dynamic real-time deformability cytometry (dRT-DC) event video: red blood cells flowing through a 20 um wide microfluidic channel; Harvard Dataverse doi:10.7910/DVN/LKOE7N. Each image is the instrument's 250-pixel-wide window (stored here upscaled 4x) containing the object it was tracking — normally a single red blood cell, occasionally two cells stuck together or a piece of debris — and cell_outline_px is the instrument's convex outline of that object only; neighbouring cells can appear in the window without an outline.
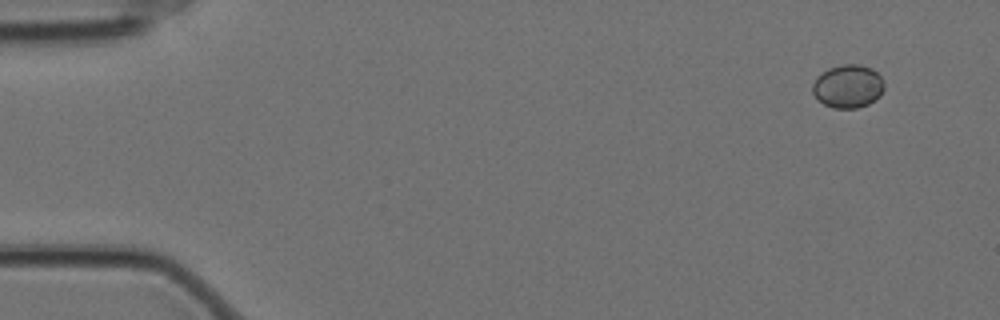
{"species": "Egyptian fruit bat (a non-hibernating species)", "species_latin": "Rousettus aegyptiacus", "temperature_condition": "cold", "stored_images_in_passage": 55, "camera_frame_rate_fps": 3000, "um_per_image_px": 0.085, "animal": {"sex": "female"}, "frame": {"image": 1, "passage_image": 1, "time_ms": 0.0, "image_size_px": [1000, 320], "cell_outline_px": [[884, 88], [880, 96], [876, 100], [868, 104], [856, 108], [832, 108], [816, 100], [812, 92], [812, 84], [816, 76], [828, 68], [844, 64], [860, 64], [872, 68], [884, 80]], "centroid_in_image_um": [72.06, 7.33], "position_along_channel_um": 12.9, "area_um2": 18.38}}
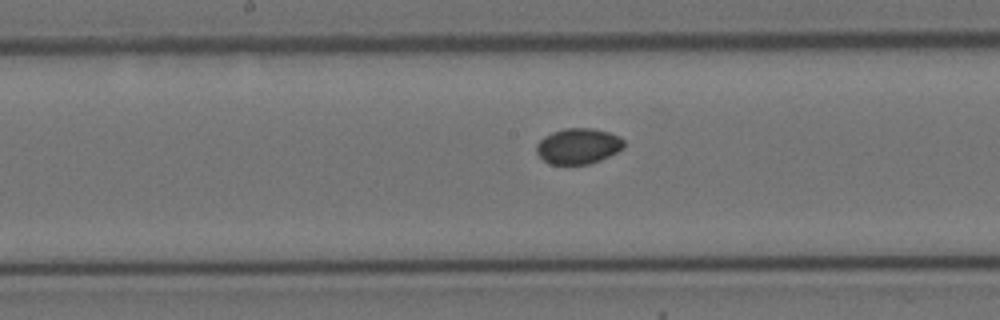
{"frame": {"image": 2, "passage_image": 27, "time_ms": 8.667, "image_size_px": [1000, 320], "cell_outline_px": [[624, 148], [600, 160], [588, 164], [548, 164], [536, 152], [536, 144], [544, 136], [552, 132], [564, 128], [592, 128], [608, 132], [620, 136], [624, 140]], "centroid_in_image_um": [49.14, 12.41], "position_along_channel_um": 199.1, "area_um2": 18.21}}
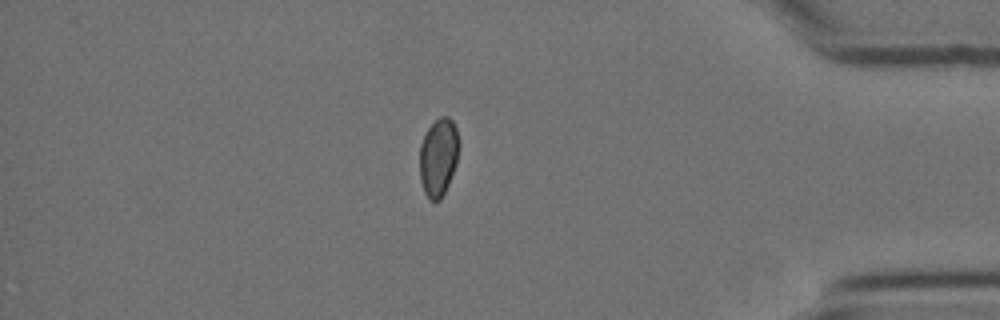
{"frame": {"image": 3, "passage_image": 47, "time_ms": 15.333, "image_size_px": [1000, 320], "cell_outline_px": [[460, 144], [456, 164], [448, 184], [440, 200], [428, 200], [424, 192], [420, 180], [420, 144], [428, 128], [440, 116], [448, 116], [452, 120], [456, 128]], "centroid_in_image_um": [37.27, 13.35], "position_along_channel_um": 397.9, "area_um2": 17.92}}